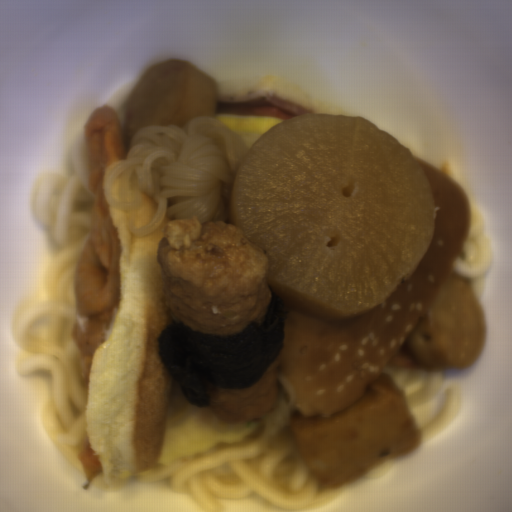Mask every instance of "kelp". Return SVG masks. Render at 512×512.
<instances>
[{
	"instance_id": "99668d17",
	"label": "kelp",
	"mask_w": 512,
	"mask_h": 512,
	"mask_svg": "<svg viewBox=\"0 0 512 512\" xmlns=\"http://www.w3.org/2000/svg\"><path fill=\"white\" fill-rule=\"evenodd\" d=\"M285 302L272 290L269 309L233 336H210L174 321L157 337L158 353L186 401L206 407L211 387L254 385L284 348Z\"/></svg>"
}]
</instances>
